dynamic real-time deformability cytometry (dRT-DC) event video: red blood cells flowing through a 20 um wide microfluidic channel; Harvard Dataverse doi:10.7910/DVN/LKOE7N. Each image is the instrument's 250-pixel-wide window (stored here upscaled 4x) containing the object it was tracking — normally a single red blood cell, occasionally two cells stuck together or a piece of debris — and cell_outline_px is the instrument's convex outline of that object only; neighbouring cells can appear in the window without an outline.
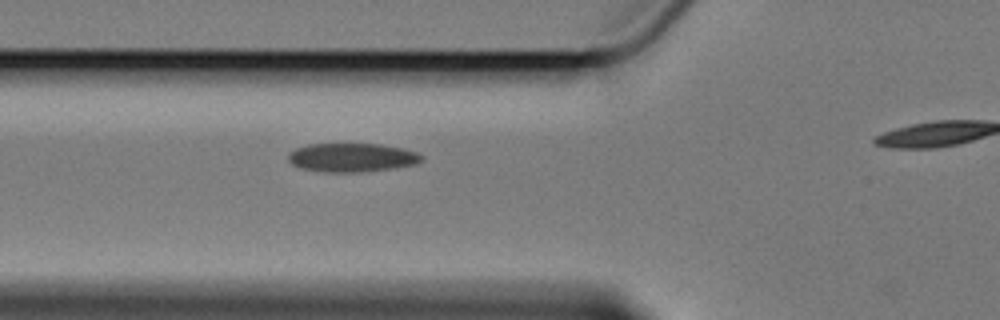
{"species": "Egyptian fruit bat (a non-hibernating species)", "species_latin": "Rousettus aegyptiacus", "temperature_condition": "cold", "stored_images_in_passage": 3, "camera_frame_rate_fps": 3000, "um_per_image_px": 0.085, "animal": {"sex": "female"}, "frame": {"image": 1, "passage_image": 2, "time_ms": 1.0, "image_size_px": [1000, 320], "cell_outline_px": [[424, 160], [416, 164], [396, 168], [360, 172], [324, 172], [300, 168], [292, 164], [288, 160], [288, 152], [296, 148], [308, 144], [380, 144], [404, 148], [416, 152], [424, 156]], "centroid_in_image_um": [29.93, 13.39], "position_along_channel_um": 95.9, "area_um2": 22.6}}